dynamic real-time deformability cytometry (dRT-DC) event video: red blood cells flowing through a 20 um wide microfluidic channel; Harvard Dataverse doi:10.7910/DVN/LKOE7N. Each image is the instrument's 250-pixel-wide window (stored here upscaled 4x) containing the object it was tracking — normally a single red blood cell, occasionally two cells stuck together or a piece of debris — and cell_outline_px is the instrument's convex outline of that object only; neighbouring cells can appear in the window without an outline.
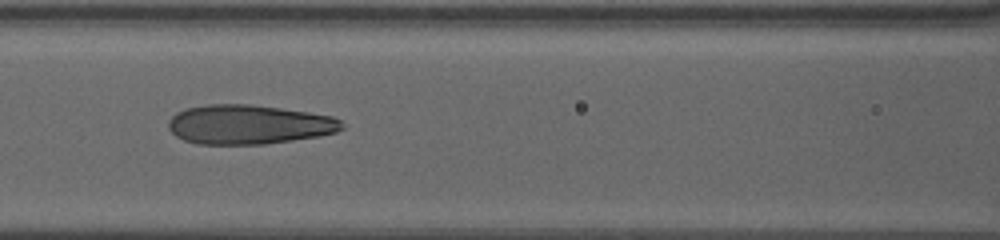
{"species": "human", "species_latin": "Homo sapiens", "temperature_condition": "warm", "stored_images_in_passage": 10, "camera_frame_rate_fps": 3000, "um_per_image_px": 0.085, "donor": {"sex": "female"}, "frame": {"image": 1, "passage_image": 9, "time_ms": 9.667, "image_size_px": [1000, 240], "cell_outline_px": [[344, 128], [336, 132], [320, 136], [264, 144], [196, 144], [184, 140], [176, 136], [168, 128], [168, 120], [176, 112], [184, 108], [208, 104], [252, 104], [308, 112], [332, 116], [340, 120], [344, 124]], "centroid_in_image_um": [21.13, 10.58], "position_along_channel_um": 145.5, "area_um2": 40.0}}
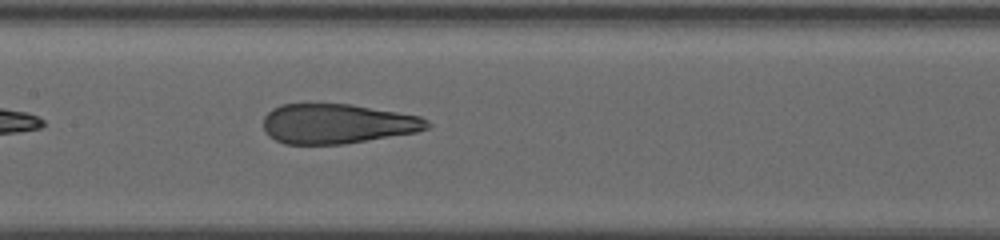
{"frame": {"image": 2, "passage_image": 10, "time_ms": 10.667, "image_size_px": [1000, 240], "cell_outline_px": [[432, 124], [428, 128], [416, 132], [340, 144], [284, 144], [268, 136], [264, 132], [264, 116], [272, 108], [280, 104], [352, 104], [420, 116], [428, 120]], "centroid_in_image_um": [28.64, 10.51], "position_along_channel_um": 178.8, "area_um2": 37.92}}